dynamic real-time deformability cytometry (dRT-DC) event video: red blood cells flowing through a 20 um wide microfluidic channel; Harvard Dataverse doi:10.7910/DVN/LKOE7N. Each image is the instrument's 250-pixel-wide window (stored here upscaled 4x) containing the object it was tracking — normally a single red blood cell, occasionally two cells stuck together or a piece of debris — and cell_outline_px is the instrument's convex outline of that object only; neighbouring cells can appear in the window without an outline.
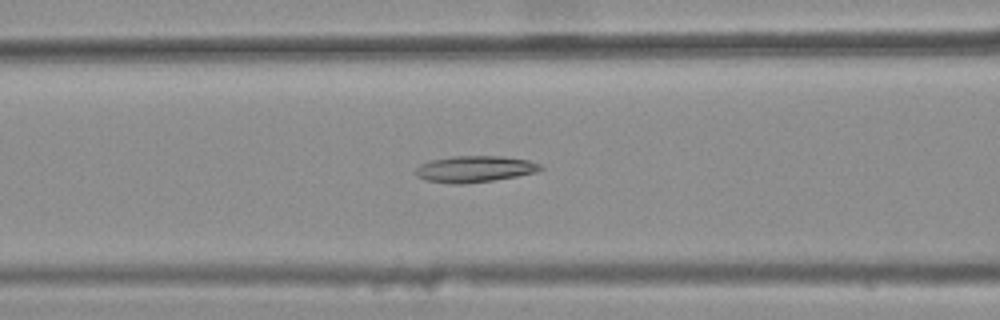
{"species": "common noctule bat (a hibernating species)", "species_latin": "Nyctalus noctula", "temperature_condition": "warm", "stored_images_in_passage": 45, "camera_frame_rate_fps": 3000, "um_per_image_px": 0.085, "animal": {"sex": "female", "body_mass_g": 25.1}, "frame": {"image": 1, "passage_image": 21, "time_ms": 6.667, "image_size_px": [1000, 320], "cell_outline_px": [[544, 168], [536, 172], [516, 176], [492, 180], [464, 184], [452, 184], [424, 180], [416, 176], [416, 168], [420, 164], [432, 160], [452, 156], [504, 156], [528, 160], [540, 164]], "centroid_in_image_um": [40.33, 14.36], "position_along_channel_um": 126.3, "area_um2": 19.19}}
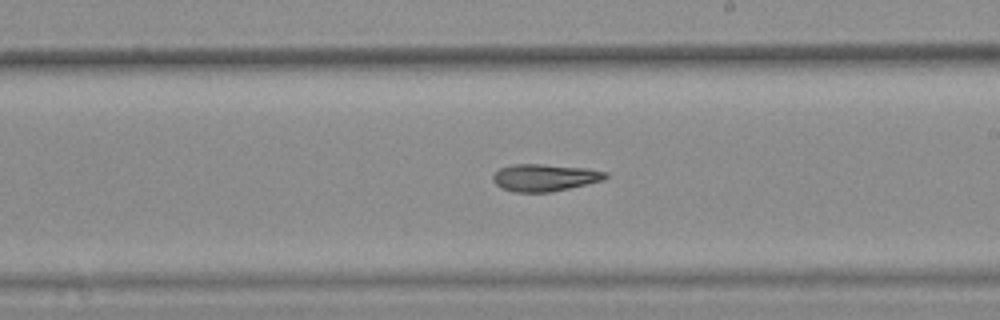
{"frame": {"image": 2, "passage_image": 30, "time_ms": 9.667, "image_size_px": [1000, 320], "cell_outline_px": [[608, 176], [604, 180], [552, 192], [512, 192], [500, 188], [492, 180], [492, 176], [500, 168], [512, 164], [540, 164], [588, 168], [608, 172]], "centroid_in_image_um": [46.29, 15.1], "position_along_channel_um": 242.7, "area_um2": 17.98}}
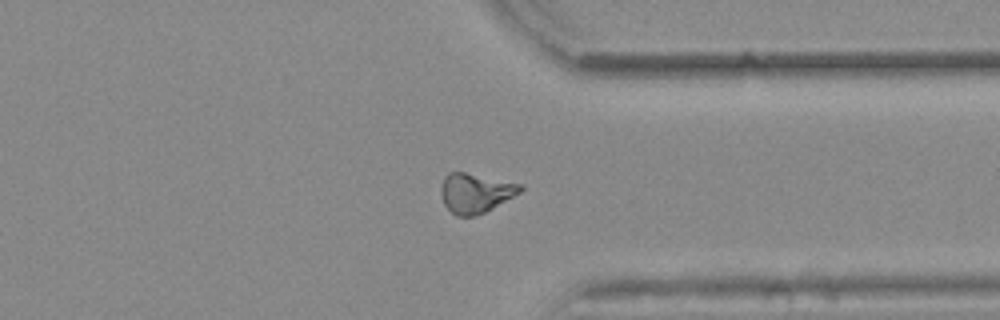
{"frame": {"image": 3, "passage_image": 40, "time_ms": 13.0, "image_size_px": [1000, 320], "cell_outline_px": [[524, 188], [520, 192], [492, 208], [476, 216], [456, 216], [444, 204], [440, 192], [440, 188], [444, 176], [448, 172], [464, 172], [524, 184]], "centroid_in_image_um": [40.4, 16.39], "position_along_channel_um": 371.0, "area_um2": 18.26}}